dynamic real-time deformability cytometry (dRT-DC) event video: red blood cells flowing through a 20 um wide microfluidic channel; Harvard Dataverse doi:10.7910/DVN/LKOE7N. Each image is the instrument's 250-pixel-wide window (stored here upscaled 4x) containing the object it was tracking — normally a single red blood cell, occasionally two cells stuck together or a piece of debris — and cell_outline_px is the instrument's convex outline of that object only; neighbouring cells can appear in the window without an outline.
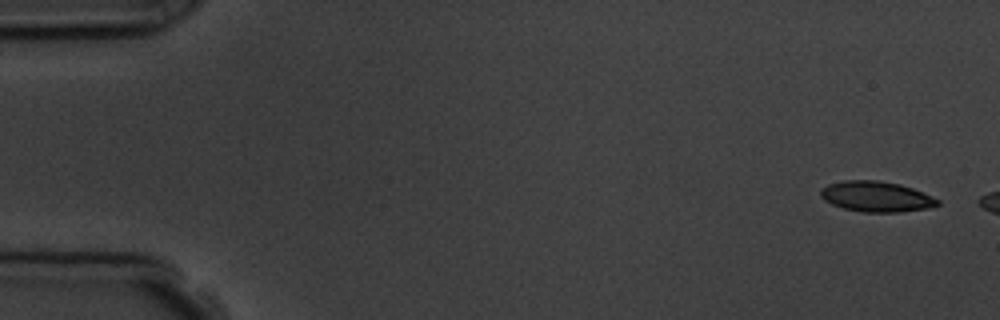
{"species": "common noctule bat (a hibernating species)", "species_latin": "Nyctalus noctula", "temperature_condition": "room temperature", "stored_images_in_passage": 3, "camera_frame_rate_fps": 3000, "um_per_image_px": 0.085, "animal": {"sex": "male", "body_mass_g": 19.5, "forearm_length_mm": 54.6}, "frame": {"image": 1, "passage_image": 1, "time_ms": 0.0, "image_size_px": [1000, 320], "cell_outline_px": [[940, 204], [928, 208], [900, 212], [860, 212], [844, 208], [832, 204], [824, 200], [820, 196], [820, 192], [828, 184], [844, 180], [880, 180], [900, 184], [912, 188], [932, 196], [940, 200]], "centroid_in_image_um": [74.49, 16.71], "position_along_channel_um": 10.5, "area_um2": 20.81}}